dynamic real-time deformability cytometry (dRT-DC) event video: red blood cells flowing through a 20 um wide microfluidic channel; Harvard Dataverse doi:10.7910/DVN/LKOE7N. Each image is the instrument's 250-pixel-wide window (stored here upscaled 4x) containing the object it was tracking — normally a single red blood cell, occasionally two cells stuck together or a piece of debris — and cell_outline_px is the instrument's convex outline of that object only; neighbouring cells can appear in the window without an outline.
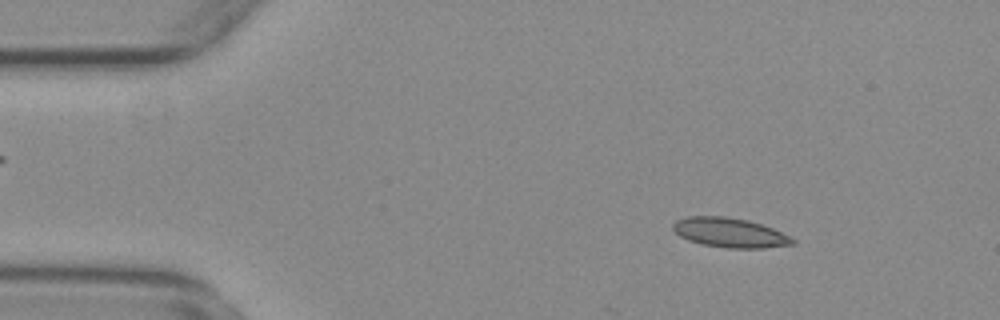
{"species": "common noctule bat (a hibernating species)", "species_latin": "Nyctalus noctula", "temperature_condition": "warm", "stored_images_in_passage": 11, "camera_frame_rate_fps": 3000, "um_per_image_px": 0.085, "animal": {"sex": "female", "body_mass_g": 29.2, "forearm_length_mm": 56.3}, "frame": {"image": 1, "passage_image": 7, "time_ms": 2.0, "image_size_px": [1000, 320], "cell_outline_px": [[796, 244], [764, 248], [724, 248], [700, 244], [688, 240], [680, 236], [672, 228], [672, 224], [676, 220], [688, 216], [728, 216], [748, 220], [772, 228], [796, 240]], "centroid_in_image_um": [62.01, 19.78], "position_along_channel_um": 23.0, "area_um2": 20.69}}